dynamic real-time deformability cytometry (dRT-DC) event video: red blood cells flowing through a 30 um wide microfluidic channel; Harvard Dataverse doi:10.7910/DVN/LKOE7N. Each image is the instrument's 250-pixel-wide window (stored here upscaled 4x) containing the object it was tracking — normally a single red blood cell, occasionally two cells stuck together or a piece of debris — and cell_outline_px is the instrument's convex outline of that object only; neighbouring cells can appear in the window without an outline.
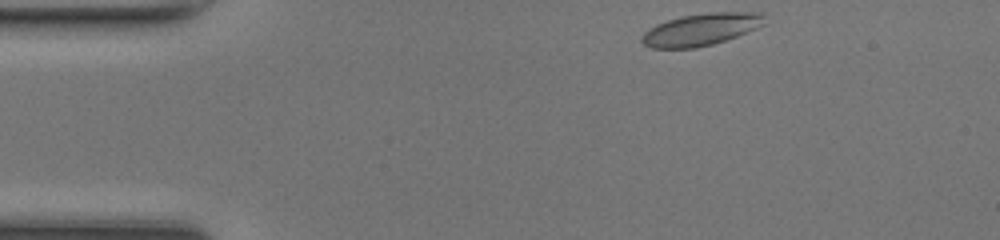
{"species": "common noctule bat (a hibernating species)", "species_latin": "Nyctalus noctula", "temperature_condition": "room temperature", "stored_images_in_passage": 42, "camera_frame_rate_fps": 3000, "um_per_image_px": 0.085, "animal": {"sex": "female", "body_mass_g": 17.0, "forearm_length_mm": 48.0}, "frame": {"image": 1, "passage_image": 1, "time_ms": 0.0, "image_size_px": [1000, 240], "cell_outline_px": [[764, 24], [756, 28], [736, 36], [712, 44], [696, 48], [652, 48], [644, 44], [640, 40], [640, 36], [648, 28], [656, 24], [680, 16], [708, 12], [764, 12]], "centroid_in_image_um": [59.55, 2.49], "position_along_channel_um": 25.4, "area_um2": 23.0}}
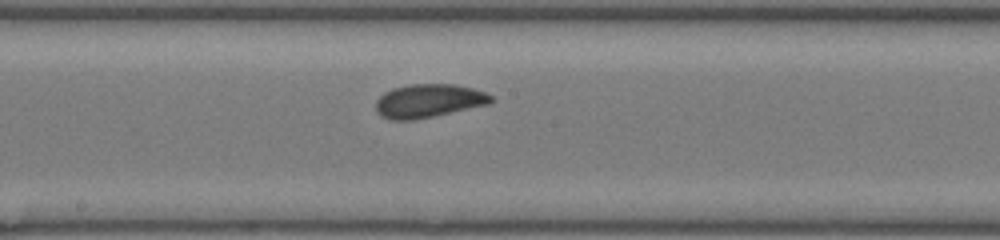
{"frame": {"image": 2, "passage_image": 19, "time_ms": 6.0, "image_size_px": [1000, 240], "cell_outline_px": [[496, 100], [488, 104], [432, 116], [412, 120], [388, 120], [380, 116], [376, 112], [376, 100], [384, 92], [392, 88], [412, 84], [452, 84], [472, 88], [484, 92], [492, 96]], "centroid_in_image_um": [36.39, 8.57], "position_along_channel_um": 211.8, "area_um2": 22.43}}
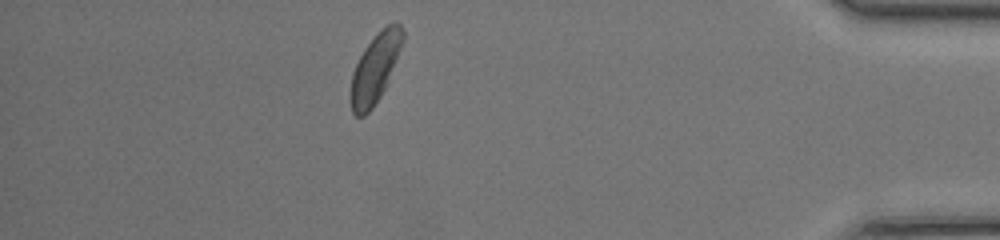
{"frame": {"image": 3, "passage_image": 36, "time_ms": 11.667, "image_size_px": [1000, 240], "cell_outline_px": [[404, 40], [384, 88], [380, 96], [372, 108], [364, 116], [356, 116], [352, 112], [348, 100], [348, 92], [352, 72], [364, 48], [376, 32], [388, 24], [396, 20], [400, 24], [404, 32]], "centroid_in_image_um": [31.84, 5.8], "position_along_channel_um": 403.4, "area_um2": 21.15}, "authors_computed_cell_mechanics": {"area_um2": 21.8484, "velocity_mm_per_s": 4.2567, "shape_relaxation_time_tau1_ms": 2.4246, "shape_relaxation_time_tau2_ms": 1.9594, "deformation_change_tau1": 0.0846, "deformation_change_tau2": 0.0454}}